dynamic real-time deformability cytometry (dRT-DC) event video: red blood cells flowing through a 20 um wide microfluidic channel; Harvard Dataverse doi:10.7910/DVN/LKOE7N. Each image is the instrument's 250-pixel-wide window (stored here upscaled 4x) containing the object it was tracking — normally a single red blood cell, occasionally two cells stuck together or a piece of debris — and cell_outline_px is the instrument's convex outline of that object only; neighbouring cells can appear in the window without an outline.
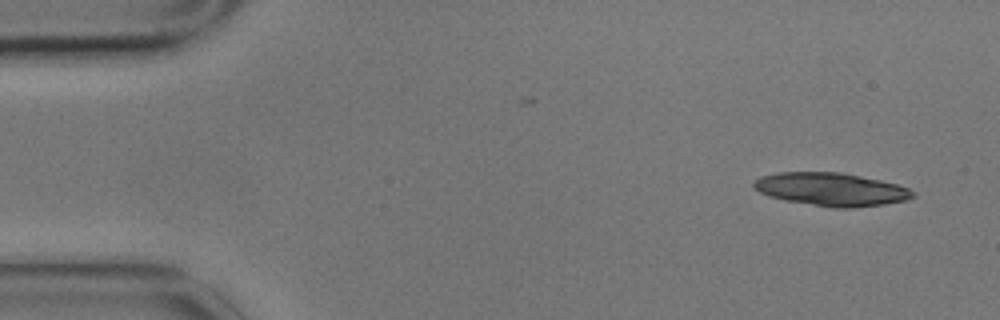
{"species": "common noctule bat (a hibernating species)", "species_latin": "Nyctalus noctula", "temperature_condition": "cold", "stored_images_in_passage": 7, "camera_frame_rate_fps": 3000, "um_per_image_px": 0.085, "animal": {"sex": "male", "body_mass_g": 17.9}, "frame": {"image": 1, "passage_image": 1, "time_ms": 0.0, "image_size_px": [1000, 320], "cell_outline_px": [[916, 196], [904, 200], [884, 204], [852, 208], [832, 208], [784, 200], [768, 196], [752, 188], [752, 184], [760, 176], [776, 172], [840, 172], [880, 180], [896, 184], [908, 188], [916, 192]], "centroid_in_image_um": [70.62, 16.09], "position_along_channel_um": 14.4, "area_um2": 30.81}}
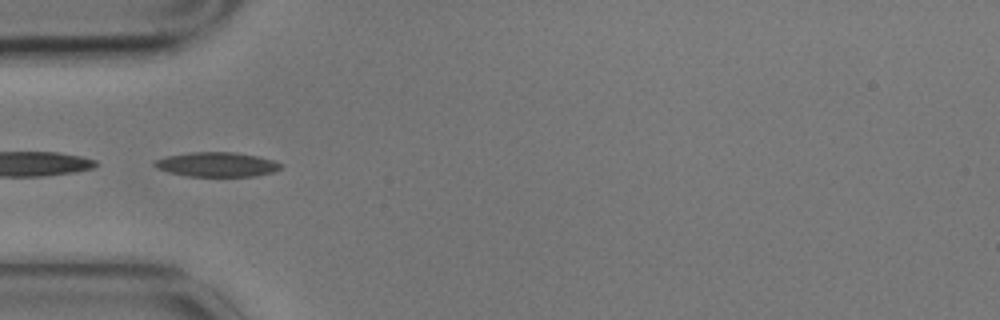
{"frame": {"image": 2, "passage_image": 5, "time_ms": 1.333, "image_size_px": [1000, 320], "cell_outline_px": [[284, 168], [272, 172], [256, 176], [184, 176], [168, 172], [156, 168], [152, 164], [156, 160], [168, 156], [192, 152], [232, 152], [256, 156], [272, 160], [284, 164]], "centroid_in_image_um": [18.45, 13.99], "position_along_channel_um": 66.6, "area_um2": 18.03}}